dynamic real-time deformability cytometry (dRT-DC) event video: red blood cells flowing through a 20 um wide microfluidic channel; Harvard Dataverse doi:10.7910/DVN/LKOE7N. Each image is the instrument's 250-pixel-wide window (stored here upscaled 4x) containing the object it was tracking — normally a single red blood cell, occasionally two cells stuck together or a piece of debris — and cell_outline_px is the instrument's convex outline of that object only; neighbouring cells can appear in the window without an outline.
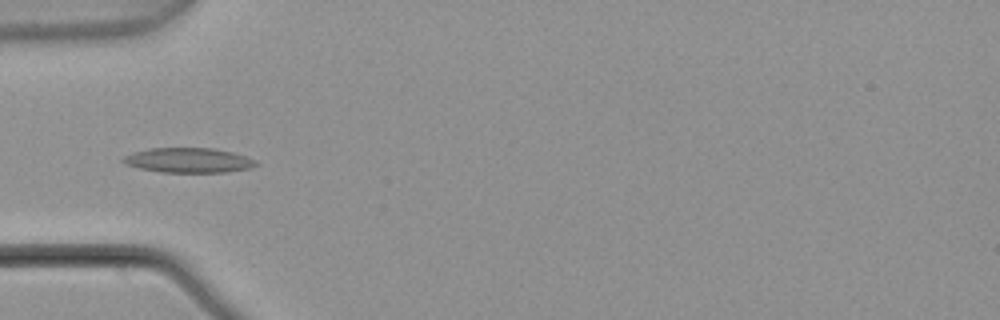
{"species": "common noctule bat (a hibernating species)", "species_latin": "Nyctalus noctula", "temperature_condition": "warm", "stored_images_in_passage": 7, "camera_frame_rate_fps": 3000, "um_per_image_px": 0.085, "animal": {"sex": "male", "body_mass_g": 21.5, "forearm_length_mm": 52.0}, "frame": {"image": 1, "passage_image": 5, "time_ms": 1.333, "image_size_px": [1000, 320], "cell_outline_px": [[260, 164], [252, 168], [228, 172], [160, 172], [140, 168], [124, 164], [120, 160], [124, 156], [136, 152], [152, 148], [212, 148], [232, 152], [248, 156], [256, 160]], "centroid_in_image_um": [16.08, 13.63], "position_along_channel_um": 68.9, "area_um2": 19.31}}
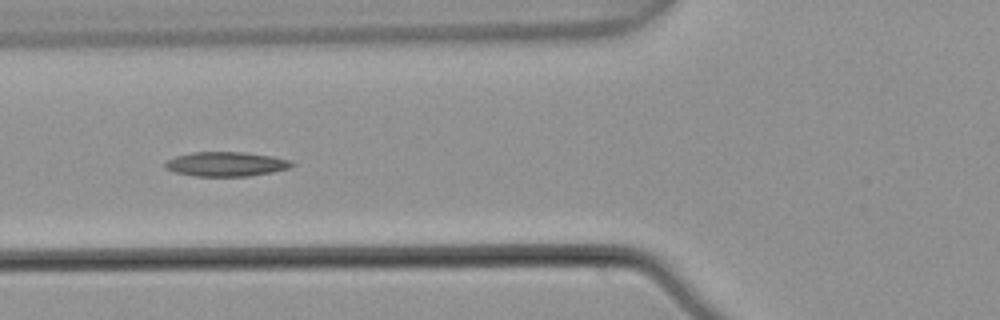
{"frame": {"image": 2, "passage_image": 6, "time_ms": 1.667, "image_size_px": [1000, 320], "cell_outline_px": [[296, 164], [288, 168], [272, 172], [248, 176], [196, 176], [172, 172], [164, 168], [164, 164], [168, 160], [176, 156], [192, 152], [244, 152], [272, 156], [292, 160]], "centroid_in_image_um": [19.21, 13.94], "position_along_channel_um": 106.6, "area_um2": 18.15}}
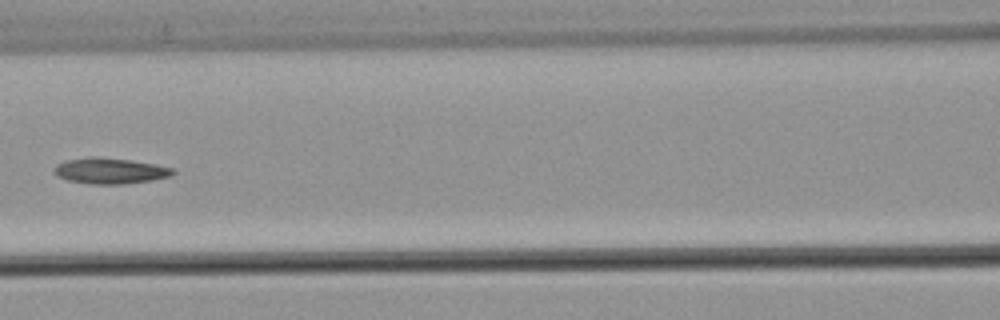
{"frame": {"image": 3, "passage_image": 7, "time_ms": 2.0, "image_size_px": [1000, 320], "cell_outline_px": [[176, 172], [168, 176], [152, 180], [124, 184], [92, 184], [68, 180], [56, 176], [52, 172], [56, 164], [64, 160], [88, 156], [96, 156], [128, 160], [156, 164], [176, 168]], "centroid_in_image_um": [9.32, 14.51], "position_along_channel_um": 157.3, "area_um2": 18.09}}